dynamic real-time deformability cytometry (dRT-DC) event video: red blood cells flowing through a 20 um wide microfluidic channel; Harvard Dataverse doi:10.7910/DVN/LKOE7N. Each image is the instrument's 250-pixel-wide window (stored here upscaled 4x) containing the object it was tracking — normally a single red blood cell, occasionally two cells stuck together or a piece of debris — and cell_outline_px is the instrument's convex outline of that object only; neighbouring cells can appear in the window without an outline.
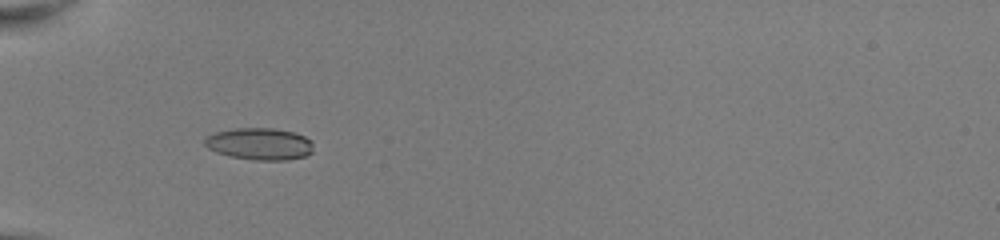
{"species": "common noctule bat (a hibernating species)", "species_latin": "Nyctalus noctula", "temperature_condition": "room temperature", "stored_images_in_passage": 44, "camera_frame_rate_fps": 3000, "um_per_image_px": 0.085, "animal": {"sex": "female", "body_mass_g": 22.0, "forearm_length_mm": 56.7}, "frame": {"image": 1, "passage_image": 11, "time_ms": 3.333, "image_size_px": [1000, 240], "cell_outline_px": [[312, 152], [304, 156], [288, 160], [256, 160], [228, 156], [216, 152], [208, 148], [204, 144], [204, 136], [216, 132], [236, 128], [276, 128], [296, 132], [312, 140]], "centroid_in_image_um": [22.06, 12.22], "position_along_channel_um": 62.9, "area_um2": 20.46}}
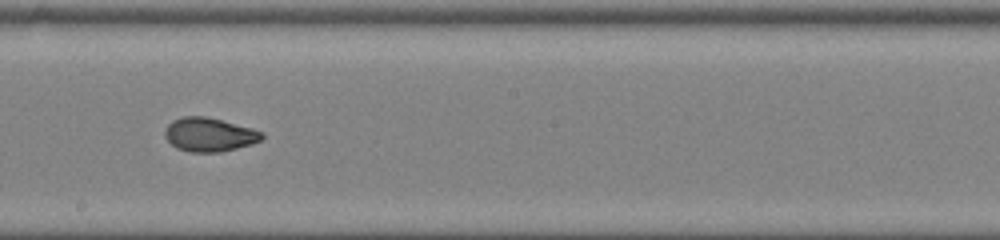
{"frame": {"image": 2, "passage_image": 24, "time_ms": 7.667, "image_size_px": [1000, 240], "cell_outline_px": [[264, 136], [260, 140], [252, 144], [220, 152], [188, 152], [176, 148], [164, 136], [164, 132], [168, 124], [172, 120], [184, 116], [204, 116], [252, 128], [264, 132]], "centroid_in_image_um": [17.78, 11.44], "position_along_channel_um": 230.4, "area_um2": 19.07}}
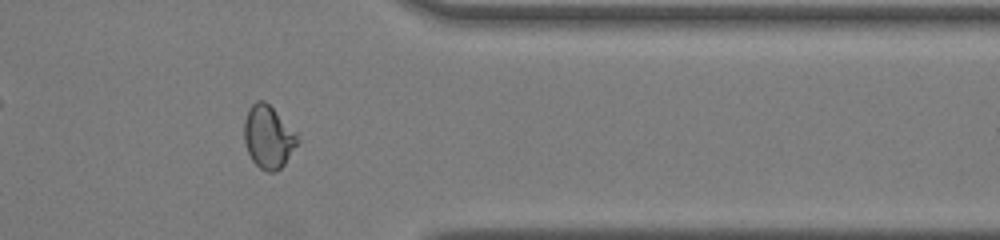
{"frame": {"image": 3, "passage_image": 36, "time_ms": 11.667, "image_size_px": [1000, 240], "cell_outline_px": [[300, 140], [284, 164], [276, 172], [268, 172], [260, 168], [252, 160], [248, 152], [244, 140], [244, 120], [248, 108], [256, 100], [264, 100], [296, 132]], "centroid_in_image_um": [22.79, 11.64], "position_along_channel_um": 388.6, "area_um2": 19.42}, "authors_computed_cell_mechanics": {"area_um2": 19.2185, "velocity_mm_per_s": 4.0725, "shape_relaxation_time_tau1_ms": 6.0671, "shape_relaxation_time_tau2_ms": 1.0882, "deformation_change_tau1": 0.2044, "deformation_change_tau2": 0.047}}